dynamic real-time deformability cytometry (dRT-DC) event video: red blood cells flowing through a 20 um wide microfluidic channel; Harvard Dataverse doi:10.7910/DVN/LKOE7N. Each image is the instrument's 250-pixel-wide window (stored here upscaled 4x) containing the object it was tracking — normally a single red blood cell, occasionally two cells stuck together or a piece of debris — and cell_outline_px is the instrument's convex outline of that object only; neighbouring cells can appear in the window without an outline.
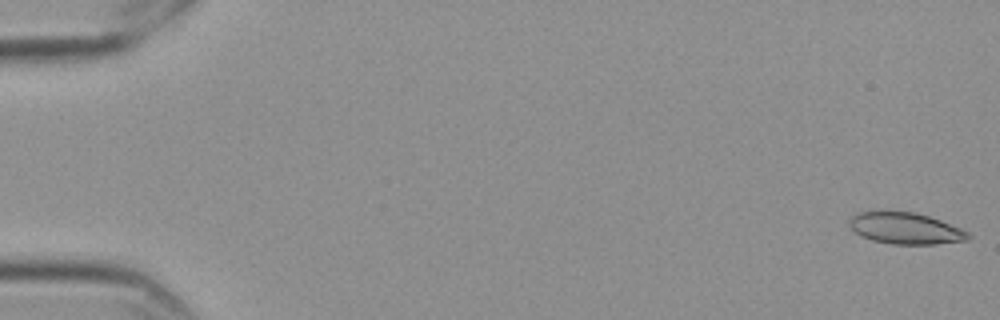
{"species": "Egyptian fruit bat (a non-hibernating species)", "species_latin": "Rousettus aegyptiacus", "temperature_condition": "cold", "stored_images_in_passage": 57, "camera_frame_rate_fps": 3000, "um_per_image_px": 0.085, "frame": {"image": 1, "passage_image": 1, "time_ms": 0.0, "image_size_px": [1000, 320], "cell_outline_px": [[972, 236], [968, 240], [936, 244], [892, 244], [872, 240], [860, 236], [848, 224], [852, 216], [856, 212], [884, 208], [916, 212], [940, 220], [960, 228], [968, 232]], "centroid_in_image_um": [76.91, 19.36], "position_along_channel_um": 8.1, "area_um2": 22.48}}
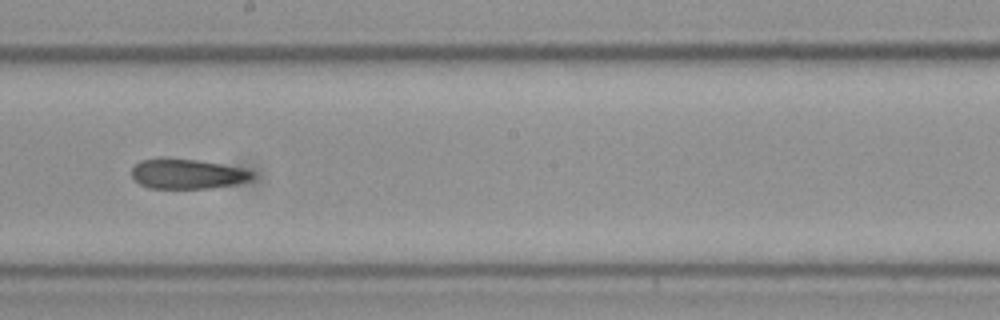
{"frame": {"image": 2, "passage_image": 33, "time_ms": 10.667, "image_size_px": [1000, 320], "cell_outline_px": [[252, 176], [248, 180], [236, 184], [212, 188], [148, 188], [132, 180], [132, 168], [140, 160], [160, 156], [164, 156], [196, 160], [220, 164], [240, 168], [252, 172]], "centroid_in_image_um": [15.81, 14.76], "position_along_channel_um": 232.4, "area_um2": 21.21}}
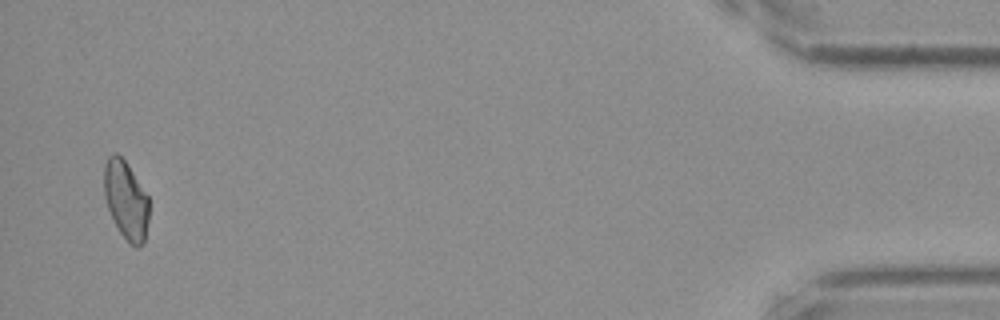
{"frame": {"image": 3, "passage_image": 56, "time_ms": 18.333, "image_size_px": [1000, 320], "cell_outline_px": [[148, 220], [144, 240], [140, 248], [136, 248], [120, 232], [108, 208], [104, 196], [104, 164], [108, 156], [116, 152], [128, 164], [148, 196]], "centroid_in_image_um": [10.7, 16.97], "position_along_channel_um": 424.5, "area_um2": 20.29}, "authors_computed_cell_mechanics": {"area_um2": 21.675, "velocity_mm_per_s": 3.5443, "shape_relaxation_time_tau1_ms": 10.8123, "shape_relaxation_time_tau2_ms": null, "deformation_change_tau1": 0.1632, "deformation_change_tau2": null}}